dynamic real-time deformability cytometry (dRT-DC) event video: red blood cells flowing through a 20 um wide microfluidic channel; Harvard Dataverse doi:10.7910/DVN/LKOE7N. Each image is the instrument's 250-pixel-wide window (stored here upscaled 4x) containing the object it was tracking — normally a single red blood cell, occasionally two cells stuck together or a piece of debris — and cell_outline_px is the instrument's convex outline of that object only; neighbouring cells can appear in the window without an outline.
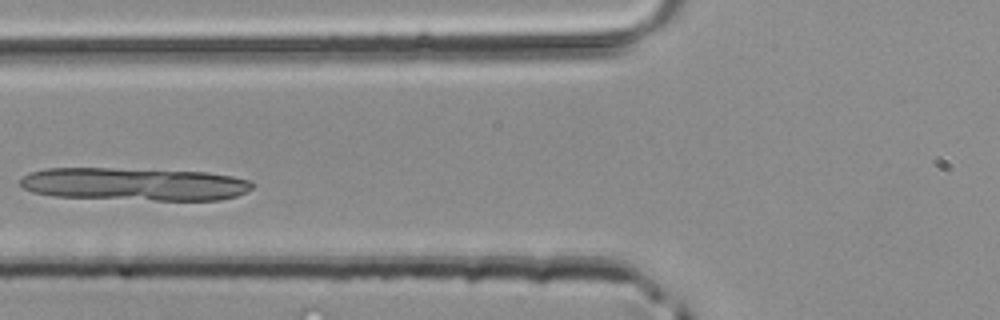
{"species": "common noctule bat (a hibernating species)", "species_latin": "Nyctalus noctula", "temperature_condition": "room temperature", "stored_images_in_passage": 38, "camera_frame_rate_fps": 3000, "um_per_image_px": 0.085, "animal": {"sex": "male", "body_mass_g": 20.4}, "frame": {"image": 1, "passage_image": 11, "time_ms": 3.333, "image_size_px": [1000, 320], "cell_outline_px": [[256, 184], [252, 188], [236, 196], [220, 200], [156, 200], [56, 196], [32, 192], [24, 188], [20, 184], [20, 180], [28, 172], [44, 168], [112, 168], [208, 172], [232, 176], [252, 180]], "centroid_in_image_um": [11.45, 15.64], "position_along_channel_um": 114.4, "area_um2": 44.56}}